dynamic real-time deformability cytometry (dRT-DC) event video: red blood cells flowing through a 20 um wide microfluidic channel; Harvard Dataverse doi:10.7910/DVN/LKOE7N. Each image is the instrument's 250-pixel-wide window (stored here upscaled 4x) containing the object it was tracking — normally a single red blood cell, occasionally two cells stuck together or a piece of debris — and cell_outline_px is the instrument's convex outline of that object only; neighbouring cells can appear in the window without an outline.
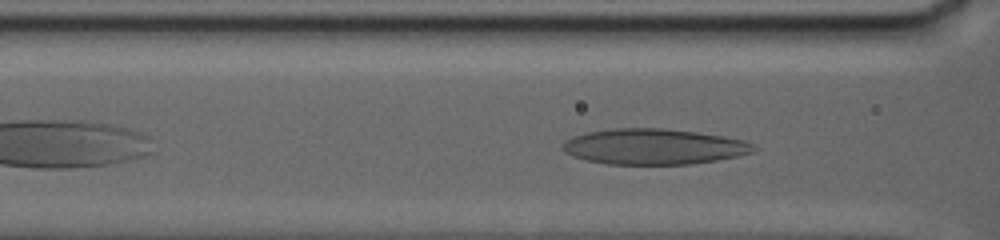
{"species": "human", "species_latin": "Homo sapiens", "temperature_condition": "warm", "stored_images_in_passage": 17, "camera_frame_rate_fps": 3000, "um_per_image_px": 0.085, "donor": {"sex": "female"}, "frame": {"image": 1, "passage_image": 8, "time_ms": 3.0, "image_size_px": [1000, 240], "cell_outline_px": [[760, 148], [752, 152], [736, 156], [716, 160], [692, 164], [608, 164], [588, 160], [572, 156], [564, 152], [560, 148], [560, 144], [564, 140], [572, 136], [588, 132], [616, 128], [664, 128], [696, 132], [744, 140]], "centroid_in_image_um": [55.53, 12.46], "position_along_channel_um": 111.1, "area_um2": 39.71}}
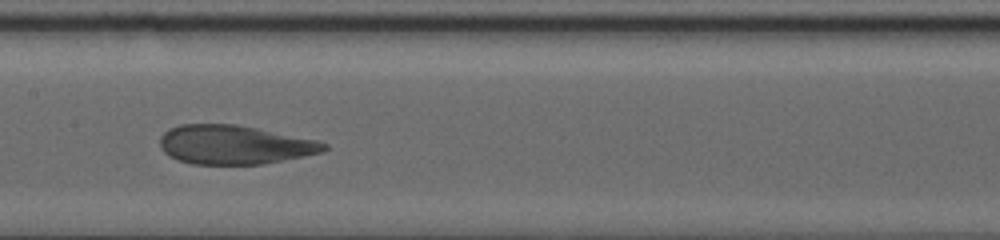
{"frame": {"image": 2, "passage_image": 11, "time_ms": 5.667, "image_size_px": [1000, 240], "cell_outline_px": [[328, 148], [324, 152], [264, 164], [192, 164], [168, 156], [160, 148], [160, 136], [168, 128], [180, 124], [236, 124], [320, 140], [328, 144]], "centroid_in_image_um": [19.94, 12.3], "position_along_channel_um": 187.5, "area_um2": 37.63}}
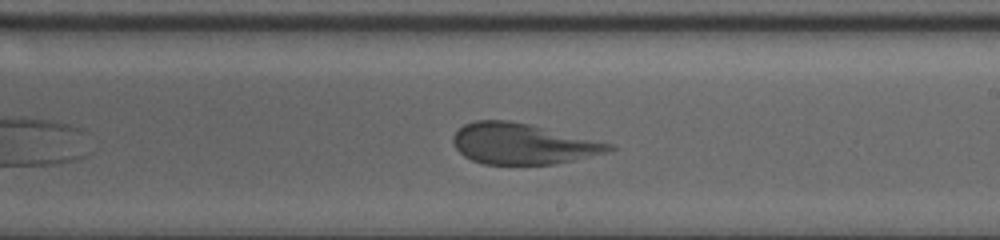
{"frame": {"image": 3, "passage_image": 16, "time_ms": 7.667, "image_size_px": [1000, 240], "cell_outline_px": [[616, 148], [604, 152], [556, 164], [484, 164], [472, 160], [464, 156], [456, 148], [452, 140], [452, 136], [464, 124], [476, 120], [508, 120], [528, 124], [616, 144]], "centroid_in_image_um": [44.41, 12.22], "position_along_channel_um": 244.6, "area_um2": 36.82}}